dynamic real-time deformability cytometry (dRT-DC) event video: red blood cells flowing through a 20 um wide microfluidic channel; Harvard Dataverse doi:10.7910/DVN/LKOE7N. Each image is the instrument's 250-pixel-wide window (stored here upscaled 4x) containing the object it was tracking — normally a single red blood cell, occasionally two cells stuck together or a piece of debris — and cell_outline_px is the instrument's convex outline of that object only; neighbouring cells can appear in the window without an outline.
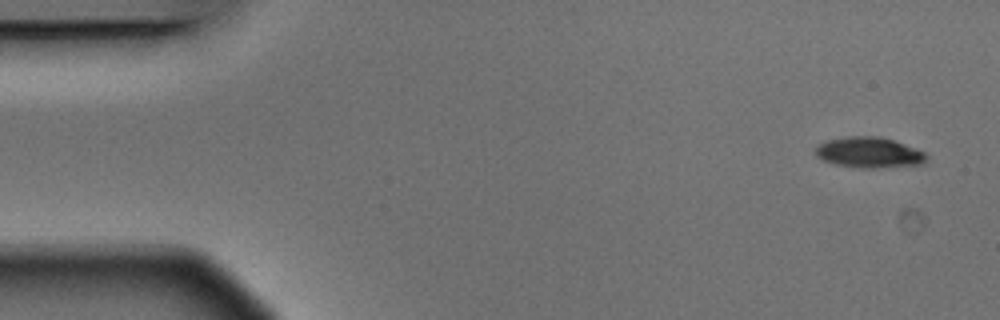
{"species": "Egyptian fruit bat (a non-hibernating species)", "species_latin": "Rousettus aegyptiacus", "temperature_condition": "warm", "stored_images_in_passage": 4, "camera_frame_rate_fps": 3000, "um_per_image_px": 0.085, "animal": {"sex": "male"}, "frame": {"image": 1, "passage_image": 1, "time_ms": 0.0, "image_size_px": [1000, 320], "cell_outline_px": [[928, 160], [924, 164], [872, 168], [864, 168], [836, 164], [824, 160], [816, 156], [816, 148], [820, 144], [828, 140], [848, 136], [880, 136], [916, 148], [924, 152], [928, 156]], "centroid_in_image_um": [73.92, 12.96], "position_along_channel_um": 11.1, "area_um2": 19.65}}